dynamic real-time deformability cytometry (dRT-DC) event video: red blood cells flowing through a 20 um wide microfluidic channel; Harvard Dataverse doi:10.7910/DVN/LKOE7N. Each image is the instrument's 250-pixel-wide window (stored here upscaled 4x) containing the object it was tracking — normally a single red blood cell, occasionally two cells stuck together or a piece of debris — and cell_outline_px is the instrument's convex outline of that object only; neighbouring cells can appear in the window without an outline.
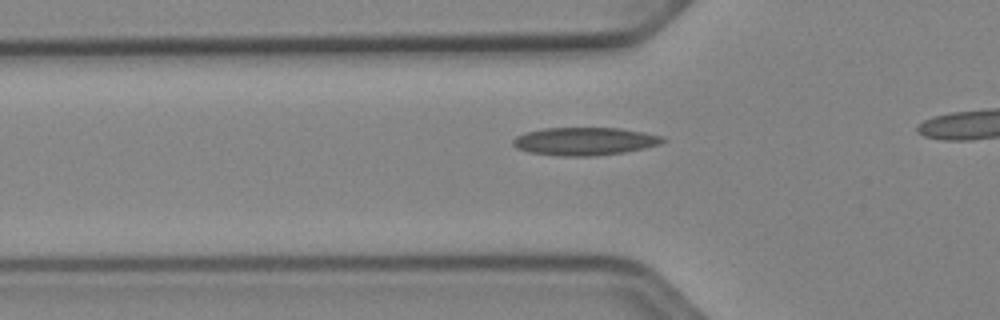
{"species": "Egyptian fruit bat (a non-hibernating species)", "species_latin": "Rousettus aegyptiacus", "temperature_condition": "cold", "stored_images_in_passage": 20, "camera_frame_rate_fps": 3000, "um_per_image_px": 0.085, "animal": {"sex": "female"}, "frame": {"image": 1, "passage_image": 11, "time_ms": 3.333, "image_size_px": [1000, 320], "cell_outline_px": [[664, 140], [660, 144], [644, 148], [624, 152], [592, 156], [560, 156], [532, 152], [516, 148], [512, 144], [512, 140], [516, 136], [524, 132], [544, 128], [620, 128], [644, 132], [664, 136]], "centroid_in_image_um": [49.68, 12.0], "position_along_channel_um": 76.1, "area_um2": 24.33}}
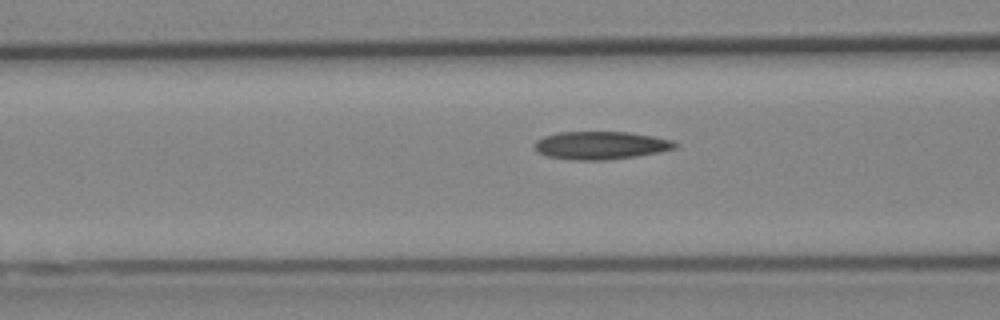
{"frame": {"image": 2, "passage_image": 14, "time_ms": 4.333, "image_size_px": [1000, 320], "cell_outline_px": [[680, 144], [676, 148], [660, 152], [636, 156], [604, 160], [572, 160], [548, 156], [536, 152], [532, 144], [536, 140], [544, 136], [560, 132], [628, 132], [652, 136], [672, 140]], "centroid_in_image_um": [51.05, 12.36], "position_along_channel_um": 115.6, "area_um2": 23.0}}
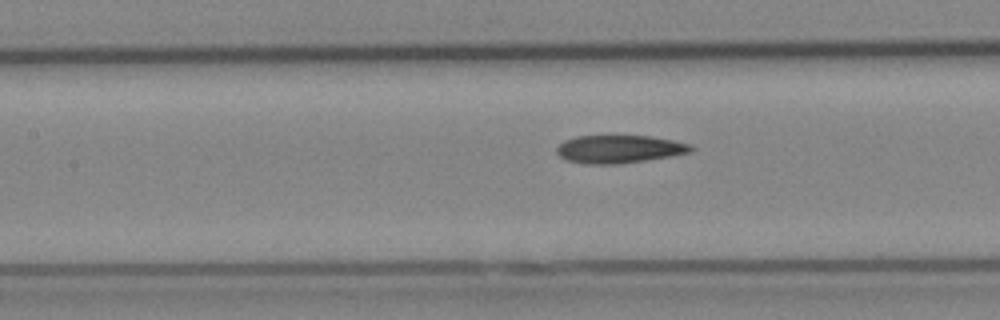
{"frame": {"image": 3, "passage_image": 17, "time_ms": 5.333, "image_size_px": [1000, 320], "cell_outline_px": [[696, 148], [692, 152], [672, 156], [620, 164], [584, 164], [564, 160], [556, 152], [556, 148], [564, 140], [576, 136], [652, 136], [692, 144]], "centroid_in_image_um": [52.65, 12.68], "position_along_channel_um": 154.7, "area_um2": 22.14}}